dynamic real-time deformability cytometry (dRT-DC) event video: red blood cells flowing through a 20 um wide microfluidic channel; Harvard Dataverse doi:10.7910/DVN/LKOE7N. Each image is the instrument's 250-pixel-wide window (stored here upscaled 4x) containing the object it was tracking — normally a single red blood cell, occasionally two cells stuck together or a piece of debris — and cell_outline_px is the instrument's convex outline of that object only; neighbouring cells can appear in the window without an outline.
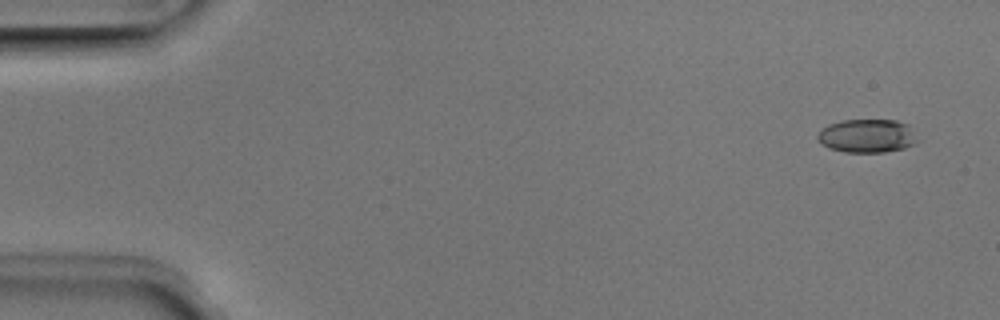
{"species": "Egyptian fruit bat (a non-hibernating species)", "species_latin": "Rousettus aegyptiacus", "temperature_condition": "room temperature", "stored_images_in_passage": 4, "camera_frame_rate_fps": 3000, "um_per_image_px": 0.085, "animal": {"sex": "male"}, "frame": {"image": 1, "passage_image": 1, "time_ms": 0.0, "image_size_px": [1000, 320], "cell_outline_px": [[920, 140], [916, 144], [904, 148], [884, 152], [844, 152], [828, 148], [816, 140], [816, 136], [828, 124], [844, 120], [896, 120], [908, 124]], "centroid_in_image_um": [73.73, 11.56], "position_along_channel_um": 11.3, "area_um2": 19.71}}
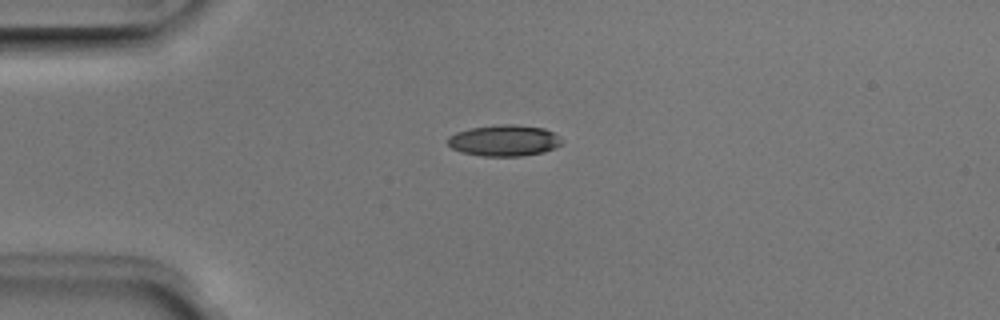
{"frame": {"image": 2, "passage_image": 2, "time_ms": 0.333, "image_size_px": [1000, 320], "cell_outline_px": [[564, 140], [556, 148], [544, 152], [520, 156], [480, 156], [460, 152], [452, 148], [448, 144], [448, 136], [456, 132], [468, 128], [504, 124], [516, 124], [544, 128], [552, 132]], "centroid_in_image_um": [42.85, 11.94], "position_along_channel_um": 42.1, "area_um2": 20.92}}